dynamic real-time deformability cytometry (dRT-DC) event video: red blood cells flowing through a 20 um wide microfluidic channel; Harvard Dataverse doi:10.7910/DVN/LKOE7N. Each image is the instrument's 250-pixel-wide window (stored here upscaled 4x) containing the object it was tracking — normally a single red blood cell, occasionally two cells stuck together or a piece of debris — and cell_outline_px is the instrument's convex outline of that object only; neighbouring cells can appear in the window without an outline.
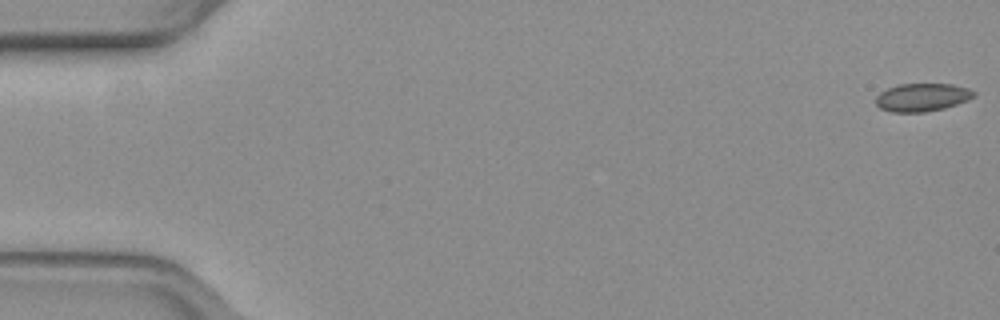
{"species": "common noctule bat (a hibernating species)", "species_latin": "Nyctalus noctula", "temperature_condition": "warm", "stored_images_in_passage": 54, "camera_frame_rate_fps": 3000, "um_per_image_px": 0.085, "animal": {"sex": "female", "body_mass_g": 19.3, "forearm_length_mm": 54.1}, "frame": {"image": 1, "passage_image": 1, "time_ms": 0.0, "image_size_px": [1000, 320], "cell_outline_px": [[976, 96], [968, 100], [944, 108], [924, 112], [892, 112], [880, 108], [876, 104], [876, 96], [880, 92], [888, 88], [900, 84], [952, 84], [968, 88], [976, 92]], "centroid_in_image_um": [78.39, 8.27], "position_along_channel_um": 6.6, "area_um2": 16.01}}
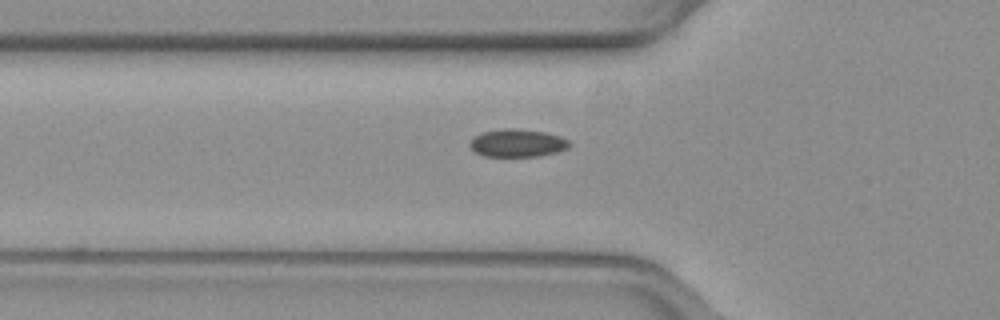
{"frame": {"image": 2, "passage_image": 19, "time_ms": 6.0, "image_size_px": [1000, 320], "cell_outline_px": [[572, 144], [568, 148], [556, 152], [536, 156], [484, 156], [476, 152], [468, 144], [480, 132], [504, 128], [516, 128], [544, 132], [560, 136], [568, 140]], "centroid_in_image_um": [43.99, 12.15], "position_along_channel_um": 81.8, "area_um2": 16.07}}
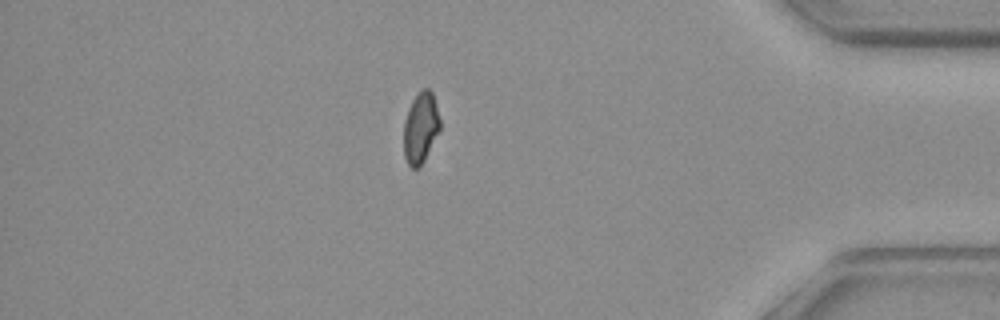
{"frame": {"image": 3, "passage_image": 47, "time_ms": 15.333, "image_size_px": [1000, 320], "cell_outline_px": [[440, 128], [424, 160], [416, 168], [412, 168], [408, 164], [404, 156], [404, 120], [408, 108], [412, 100], [424, 88], [428, 88], [432, 92], [440, 120]], "centroid_in_image_um": [35.74, 10.85], "position_along_channel_um": 399.5, "area_um2": 14.68}, "authors_computed_cell_mechanics": {"area_um2": 15.895, "velocity_mm_per_s": 3.8142, "shape_relaxation_time_tau1_ms": null, "shape_relaxation_time_tau2_ms": 1.3591, "deformation_change_tau1": null, "deformation_change_tau2": 0.0376}}